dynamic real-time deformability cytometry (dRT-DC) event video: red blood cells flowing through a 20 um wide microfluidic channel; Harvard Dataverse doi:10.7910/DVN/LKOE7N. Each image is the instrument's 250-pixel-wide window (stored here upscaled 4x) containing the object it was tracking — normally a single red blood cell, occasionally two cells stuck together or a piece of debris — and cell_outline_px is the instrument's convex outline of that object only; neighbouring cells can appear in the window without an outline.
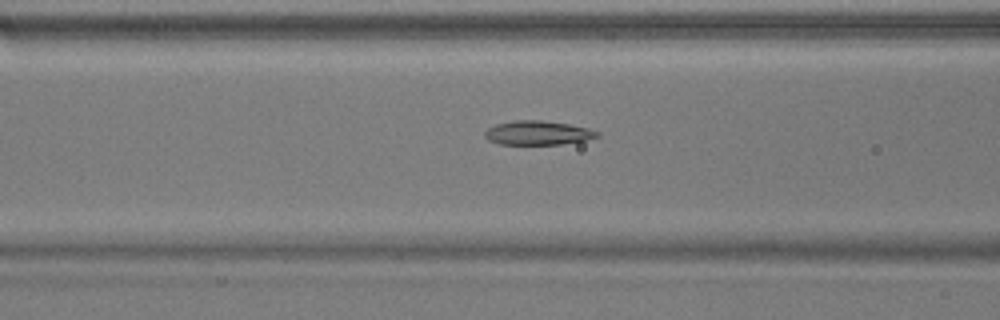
{"species": "common noctule bat (a hibernating species)", "species_latin": "Nyctalus noctula", "temperature_condition": "warm", "stored_images_in_passage": 40, "camera_frame_rate_fps": 3000, "um_per_image_px": 0.085, "animal": {"sex": "male", "body_mass_g": 17.9}, "frame": {"image": 1, "passage_image": 12, "time_ms": 3.667, "image_size_px": [1000, 320], "cell_outline_px": [[600, 136], [584, 140], [560, 144], [500, 144], [488, 140], [484, 136], [484, 132], [488, 128], [496, 124], [512, 120], [540, 120], [568, 124], [588, 128], [600, 132]], "centroid_in_image_um": [45.69, 11.29], "position_along_channel_um": 120.9, "area_um2": 15.72}}
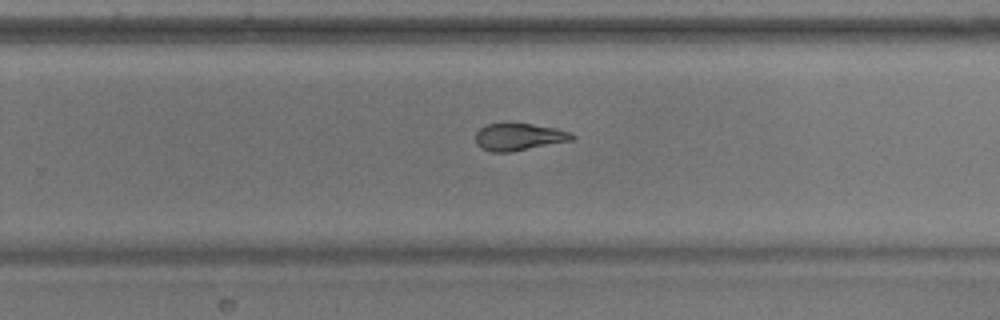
{"frame": {"image": 2, "passage_image": 25, "time_ms": 8.0, "image_size_px": [1000, 320], "cell_outline_px": [[576, 136], [572, 140], [512, 152], [492, 152], [480, 148], [476, 144], [476, 132], [480, 128], [488, 124], [504, 120], [508, 120], [556, 128], [572, 132]], "centroid_in_image_um": [44.08, 11.59], "position_along_channel_um": 285.7, "area_um2": 15.95}}
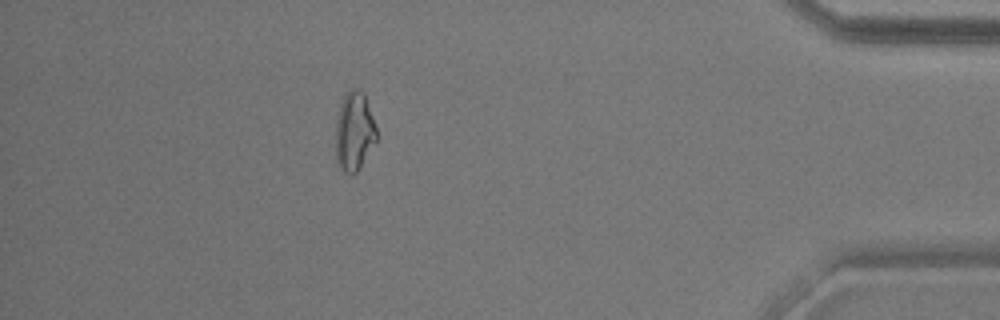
{"frame": {"image": 3, "passage_image": 38, "time_ms": 12.333, "image_size_px": [1000, 320], "cell_outline_px": [[376, 140], [356, 172], [352, 176], [344, 172], [336, 164], [336, 120], [340, 104], [344, 96], [352, 88], [356, 88], [364, 92], [376, 128]], "centroid_in_image_um": [30.08, 11.17], "position_along_channel_um": 405.1, "area_um2": 18.61}, "authors_computed_cell_mechanics": {"area_um2": 16.4152, "velocity_mm_per_s": 3.808, "shape_relaxation_time_tau1_ms": 6.8476, "shape_relaxation_time_tau2_ms": 5.527, "deformation_change_tau1": 0.1795, "deformation_change_tau2": 0.1248}}